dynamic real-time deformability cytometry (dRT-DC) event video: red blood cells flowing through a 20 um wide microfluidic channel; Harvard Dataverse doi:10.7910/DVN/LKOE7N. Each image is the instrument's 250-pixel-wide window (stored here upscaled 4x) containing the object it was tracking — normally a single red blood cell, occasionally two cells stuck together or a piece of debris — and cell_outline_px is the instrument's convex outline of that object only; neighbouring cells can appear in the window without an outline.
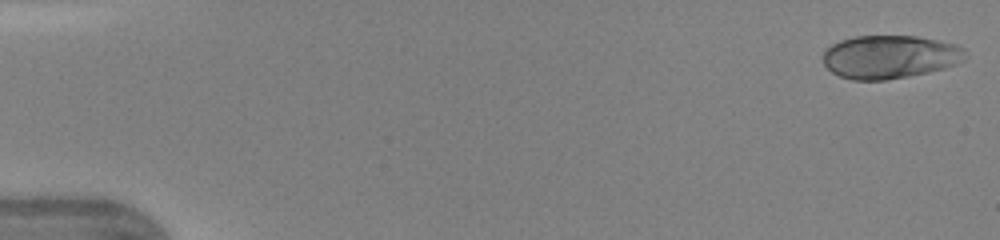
{"species": "human", "species_latin": "Homo sapiens", "temperature_condition": "warm", "stored_images_in_passage": 13, "camera_frame_rate_fps": 3000, "um_per_image_px": 0.085, "donor": {"sex": "female"}, "frame": {"image": 1, "passage_image": 1, "time_ms": 0.0, "image_size_px": [1000, 240], "cell_outline_px": [[968, 56], [964, 60], [956, 64], [944, 68], [928, 72], [908, 76], [884, 80], [852, 80], [840, 76], [832, 72], [824, 64], [824, 52], [832, 44], [840, 40], [856, 36], [916, 36], [956, 44], [964, 48]], "centroid_in_image_um": [75.66, 4.83], "position_along_channel_um": 9.3, "area_um2": 35.84}}
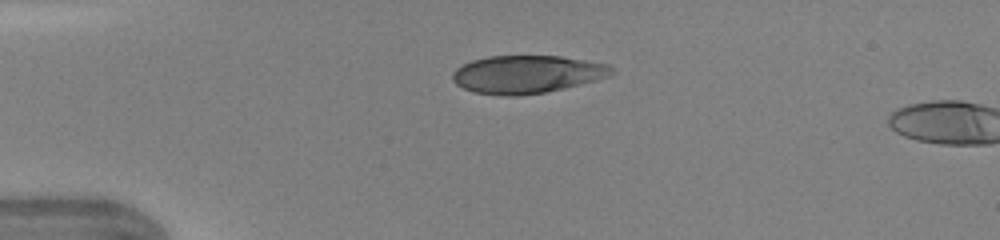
{"frame": {"image": 2, "passage_image": 11, "time_ms": 3.333, "image_size_px": [1000, 240], "cell_outline_px": [[616, 72], [608, 76], [596, 80], [564, 88], [544, 92], [516, 96], [504, 96], [472, 92], [456, 84], [452, 80], [452, 72], [456, 68], [472, 60], [488, 56], [560, 56], [608, 64]], "centroid_in_image_um": [44.76, 6.32], "position_along_channel_um": 40.2, "area_um2": 35.08}}